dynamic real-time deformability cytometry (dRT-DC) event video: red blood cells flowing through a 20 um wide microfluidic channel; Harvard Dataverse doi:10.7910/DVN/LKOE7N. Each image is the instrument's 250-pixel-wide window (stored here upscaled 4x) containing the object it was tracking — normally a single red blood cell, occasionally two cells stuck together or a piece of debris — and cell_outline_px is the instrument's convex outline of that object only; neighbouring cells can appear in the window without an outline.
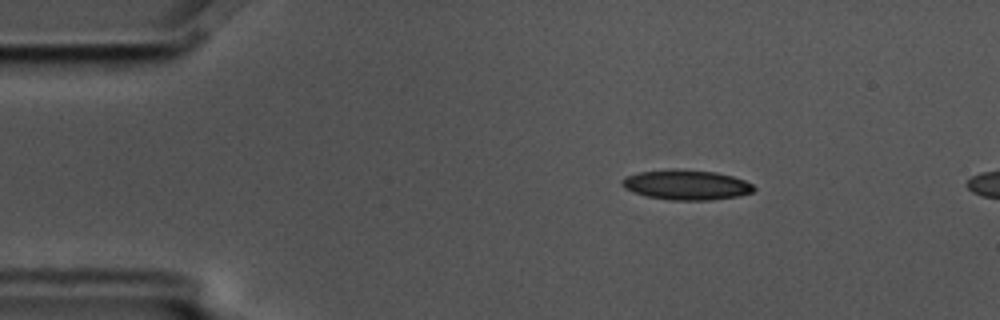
{"species": "common noctule bat (a hibernating species)", "species_latin": "Nyctalus noctula", "temperature_condition": "cold", "stored_images_in_passage": 3, "camera_frame_rate_fps": 3000, "um_per_image_px": 0.085, "animal": {"sex": "male", "body_mass_g": 17.5, "forearm_length_mm": 52.3}, "frame": {"image": 1, "passage_image": 2, "time_ms": 0.333, "image_size_px": [1000, 320], "cell_outline_px": [[756, 188], [752, 192], [740, 196], [708, 200], [672, 200], [648, 196], [632, 192], [624, 188], [620, 184], [620, 180], [624, 176], [640, 172], [716, 172], [732, 176], [744, 180], [752, 184]], "centroid_in_image_um": [58.35, 15.76], "position_along_channel_um": 26.7, "area_um2": 22.08}}